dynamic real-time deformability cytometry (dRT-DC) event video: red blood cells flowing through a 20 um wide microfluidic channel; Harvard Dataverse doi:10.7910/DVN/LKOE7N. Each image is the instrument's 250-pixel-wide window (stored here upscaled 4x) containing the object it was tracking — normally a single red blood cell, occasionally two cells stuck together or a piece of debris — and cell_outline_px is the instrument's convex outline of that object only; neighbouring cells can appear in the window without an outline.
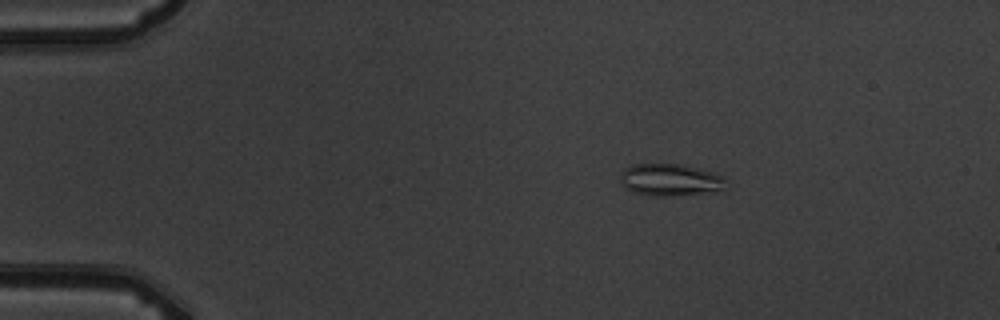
{"species": "common noctule bat (a hibernating species)", "species_latin": "Nyctalus noctula", "temperature_condition": "warm", "stored_images_in_passage": 5, "camera_frame_rate_fps": 3000, "um_per_image_px": 0.085, "animal": {"sex": "male", "body_mass_g": 19.5, "forearm_length_mm": 54.6}, "frame": {"image": 1, "passage_image": 3, "time_ms": 2.667, "image_size_px": [1000, 320], "cell_outline_px": [[724, 192], [672, 196], [652, 196], [632, 192], [624, 188], [620, 184], [620, 176], [624, 168], [632, 164], [684, 164], [712, 172], [724, 176]], "centroid_in_image_um": [56.98, 15.31], "position_along_channel_um": 28.0, "area_um2": 20.35}}